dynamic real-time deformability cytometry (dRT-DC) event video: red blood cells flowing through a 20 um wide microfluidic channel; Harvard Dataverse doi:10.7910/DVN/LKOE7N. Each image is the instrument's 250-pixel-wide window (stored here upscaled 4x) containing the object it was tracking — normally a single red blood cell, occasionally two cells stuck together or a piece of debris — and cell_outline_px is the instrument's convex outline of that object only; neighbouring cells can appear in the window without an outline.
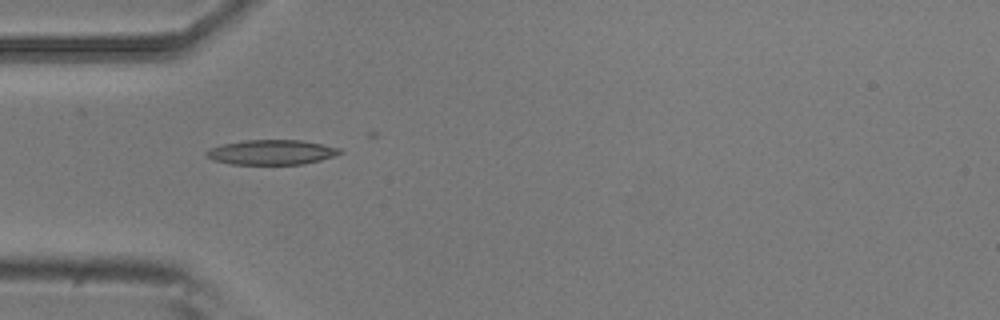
{"species": "common noctule bat (a hibernating species)", "species_latin": "Nyctalus noctula", "temperature_condition": "room temperature", "stored_images_in_passage": 7, "camera_frame_rate_fps": 3000, "um_per_image_px": 0.085, "animal": {"sex": "male", "body_mass_g": 20.5, "forearm_length_mm": 52.5}, "frame": {"image": 1, "passage_image": 6, "time_ms": 1.667, "image_size_px": [1000, 320], "cell_outline_px": [[344, 152], [320, 160], [304, 164], [232, 164], [212, 160], [204, 152], [212, 148], [224, 144], [244, 140], [300, 140], [340, 148]], "centroid_in_image_um": [23.08, 12.94], "position_along_channel_um": 61.9, "area_um2": 19.07}}
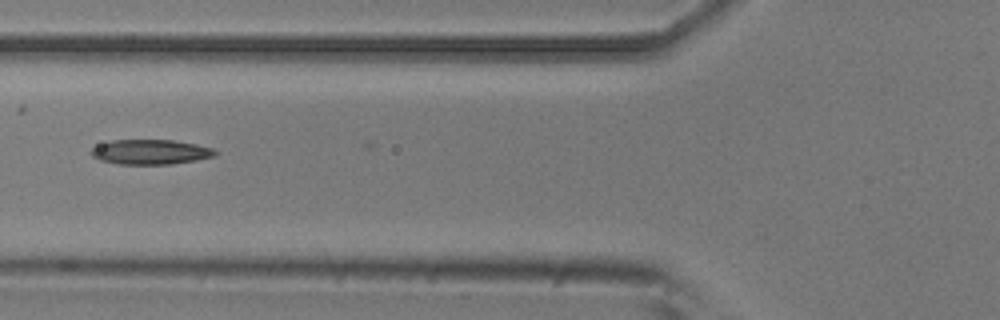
{"frame": {"image": 2, "passage_image": 7, "time_ms": 2.0, "image_size_px": [1000, 320], "cell_outline_px": [[220, 152], [216, 156], [196, 160], [172, 164], [120, 164], [100, 160], [92, 156], [92, 148], [100, 144], [112, 140], [172, 140], [196, 144], [212, 148]], "centroid_in_image_um": [12.84, 12.92], "position_along_channel_um": 113.0, "area_um2": 17.92}}